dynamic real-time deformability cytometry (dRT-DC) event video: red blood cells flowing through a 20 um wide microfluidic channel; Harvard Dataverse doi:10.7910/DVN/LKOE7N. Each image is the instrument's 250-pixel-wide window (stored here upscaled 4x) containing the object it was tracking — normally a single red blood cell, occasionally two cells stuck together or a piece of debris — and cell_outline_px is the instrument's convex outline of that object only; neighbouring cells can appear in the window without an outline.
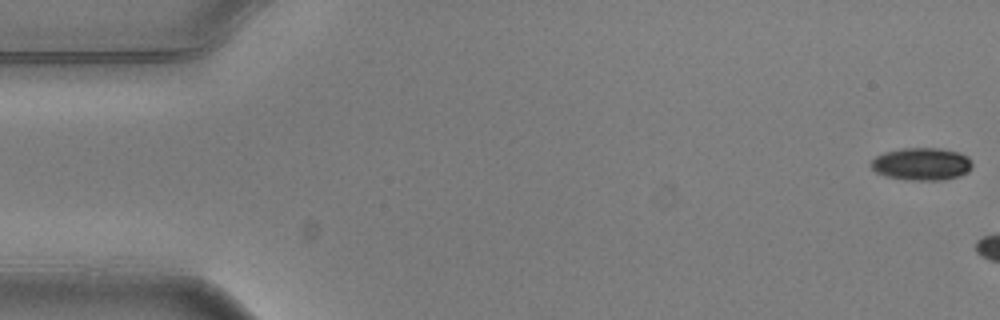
{"species": "common noctule bat (a hibernating species)", "species_latin": "Nyctalus noctula", "temperature_condition": "warm", "stored_images_in_passage": 3, "camera_frame_rate_fps": 3000, "um_per_image_px": 0.085, "animal": {"sex": "male", "body_mass_g": 20.5, "forearm_length_mm": 52.5}, "frame": {"image": 1, "passage_image": 1, "time_ms": 0.0, "image_size_px": [1000, 320], "cell_outline_px": [[972, 168], [968, 172], [960, 176], [944, 180], [912, 180], [888, 176], [876, 172], [872, 168], [872, 160], [876, 156], [884, 152], [900, 148], [940, 148], [960, 152], [968, 156], [972, 164]], "centroid_in_image_um": [78.39, 13.93], "position_along_channel_um": 6.6, "area_um2": 19.25}}